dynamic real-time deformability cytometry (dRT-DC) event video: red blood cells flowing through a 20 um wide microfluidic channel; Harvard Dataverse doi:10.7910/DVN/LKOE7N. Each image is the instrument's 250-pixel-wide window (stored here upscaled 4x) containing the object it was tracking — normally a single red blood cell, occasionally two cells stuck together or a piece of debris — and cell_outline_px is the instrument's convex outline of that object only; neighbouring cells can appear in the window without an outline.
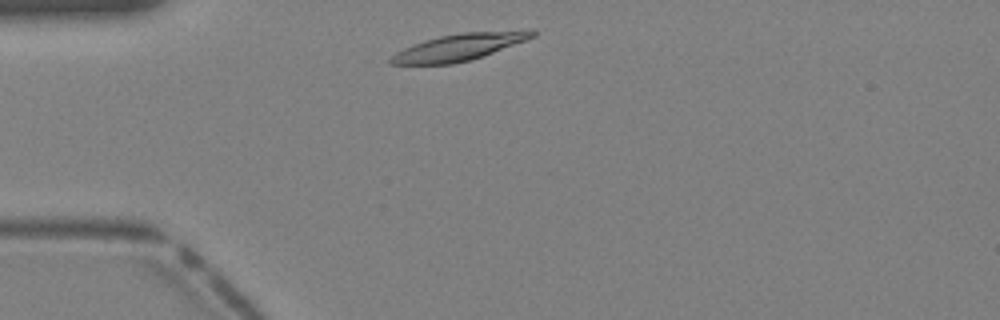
{"species": "Egyptian fruit bat (a non-hibernating species)", "species_latin": "Rousettus aegyptiacus", "temperature_condition": "warm", "stored_images_in_passage": 28, "camera_frame_rate_fps": 3000, "um_per_image_px": 0.085, "animal": {"sex": "female"}, "frame": {"image": 1, "passage_image": 2, "time_ms": 0.333, "image_size_px": [1000, 320], "cell_outline_px": [[536, 36], [492, 52], [468, 60], [452, 64], [388, 64], [388, 60], [396, 52], [412, 44], [424, 40], [440, 36], [460, 32], [532, 28], [536, 32]], "centroid_in_image_um": [39.06, 3.96], "position_along_channel_um": 45.9, "area_um2": 22.25}}
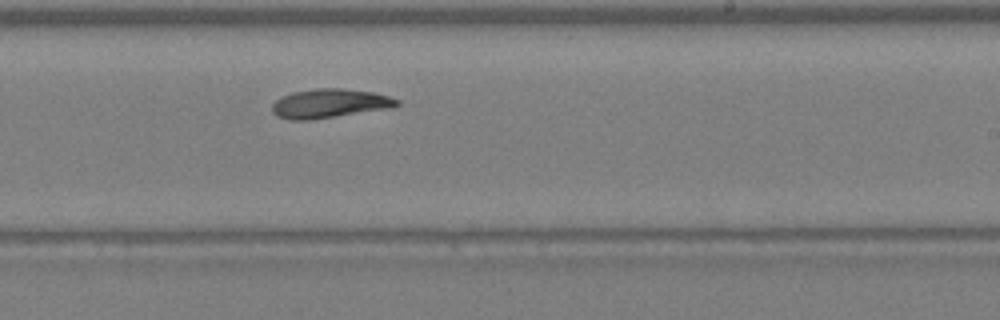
{"frame": {"image": 2, "passage_image": 16, "time_ms": 5.0, "image_size_px": [1000, 320], "cell_outline_px": [[400, 104], [392, 108], [308, 120], [288, 120], [276, 116], [272, 112], [272, 104], [280, 96], [292, 92], [316, 88], [340, 88], [372, 92], [388, 96], [400, 100]], "centroid_in_image_um": [27.99, 8.79], "position_along_channel_um": 261.0, "area_um2": 21.21}}
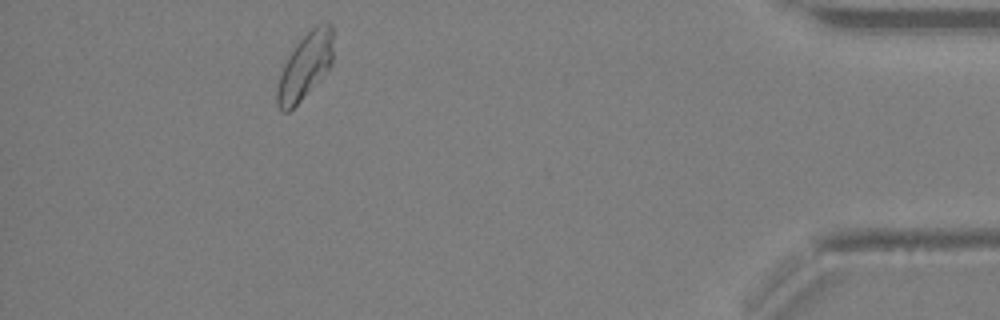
{"frame": {"image": 3, "passage_image": 28, "time_ms": 9.0, "image_size_px": [1000, 320], "cell_outline_px": [[332, 64], [300, 100], [288, 112], [280, 112], [276, 104], [276, 92], [280, 76], [284, 64], [292, 48], [316, 24], [328, 20], [332, 24]], "centroid_in_image_um": [25.92, 5.59], "position_along_channel_um": 409.3, "area_um2": 21.27}}